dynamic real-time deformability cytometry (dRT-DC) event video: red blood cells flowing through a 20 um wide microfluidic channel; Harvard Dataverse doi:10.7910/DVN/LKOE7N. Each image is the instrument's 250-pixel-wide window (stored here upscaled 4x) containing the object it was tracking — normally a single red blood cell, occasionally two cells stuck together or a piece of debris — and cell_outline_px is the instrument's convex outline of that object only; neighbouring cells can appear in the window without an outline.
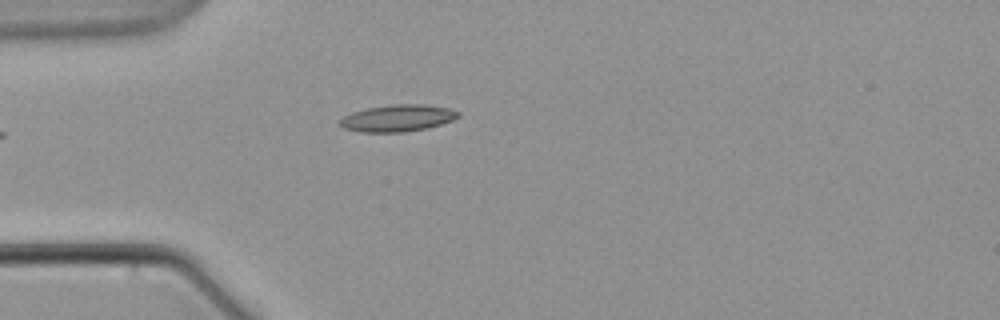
{"species": "common noctule bat (a hibernating species)", "species_latin": "Nyctalus noctula", "temperature_condition": "warm", "stored_images_in_passage": 6, "camera_frame_rate_fps": 3000, "um_per_image_px": 0.085, "animal": {"sex": "male", "body_mass_g": 21.5, "forearm_length_mm": 52.0}, "frame": {"image": 1, "passage_image": 6, "time_ms": 6.0, "image_size_px": [1000, 320], "cell_outline_px": [[460, 116], [452, 120], [428, 128], [404, 132], [364, 132], [344, 128], [340, 124], [340, 120], [344, 116], [352, 112], [368, 108], [392, 104], [420, 104], [448, 108], [460, 112]], "centroid_in_image_um": [33.81, 10.04], "position_along_channel_um": 51.2, "area_um2": 18.32}}